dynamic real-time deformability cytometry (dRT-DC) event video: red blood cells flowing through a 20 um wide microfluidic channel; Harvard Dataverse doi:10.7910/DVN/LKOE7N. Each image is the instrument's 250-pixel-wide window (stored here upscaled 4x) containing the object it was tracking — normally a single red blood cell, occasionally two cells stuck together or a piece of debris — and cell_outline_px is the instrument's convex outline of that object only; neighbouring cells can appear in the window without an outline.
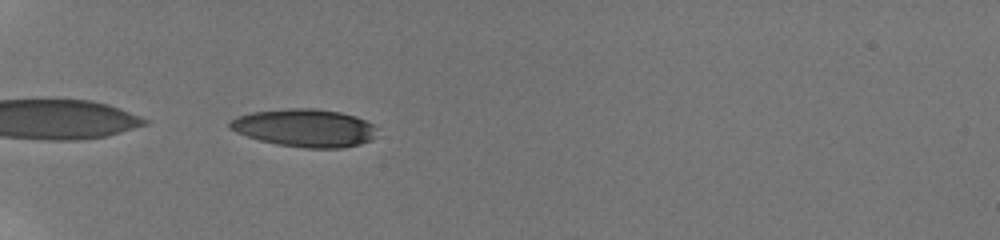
{"species": "human", "species_latin": "Homo sapiens", "temperature_condition": "room temperature", "stored_images_in_passage": 6, "camera_frame_rate_fps": 3000, "um_per_image_px": 0.085, "donor": {"sex": "male"}, "frame": {"image": 1, "passage_image": 1, "time_ms": 0.0, "image_size_px": [1000, 240], "cell_outline_px": [[376, 136], [372, 140], [360, 144], [344, 148], [304, 148], [276, 144], [260, 140], [236, 132], [228, 128], [228, 120], [236, 116], [252, 112], [288, 108], [316, 108], [340, 112], [356, 116], [376, 124]], "centroid_in_image_um": [25.92, 10.87], "position_along_channel_um": 59.1, "area_um2": 32.95}}
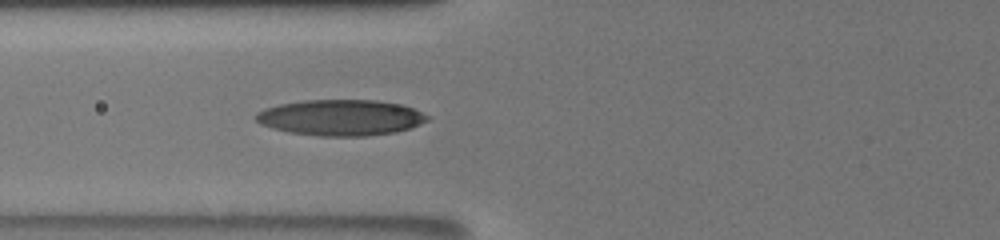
{"frame": {"image": 2, "passage_image": 6, "time_ms": 1.667, "image_size_px": [1000, 240], "cell_outline_px": [[432, 116], [428, 120], [412, 128], [396, 132], [364, 136], [320, 136], [288, 132], [272, 128], [260, 124], [256, 120], [256, 112], [264, 108], [280, 104], [304, 100], [376, 100], [400, 104], [412, 108]], "centroid_in_image_um": [28.98, 9.99], "position_along_channel_um": 96.8, "area_um2": 36.07}}